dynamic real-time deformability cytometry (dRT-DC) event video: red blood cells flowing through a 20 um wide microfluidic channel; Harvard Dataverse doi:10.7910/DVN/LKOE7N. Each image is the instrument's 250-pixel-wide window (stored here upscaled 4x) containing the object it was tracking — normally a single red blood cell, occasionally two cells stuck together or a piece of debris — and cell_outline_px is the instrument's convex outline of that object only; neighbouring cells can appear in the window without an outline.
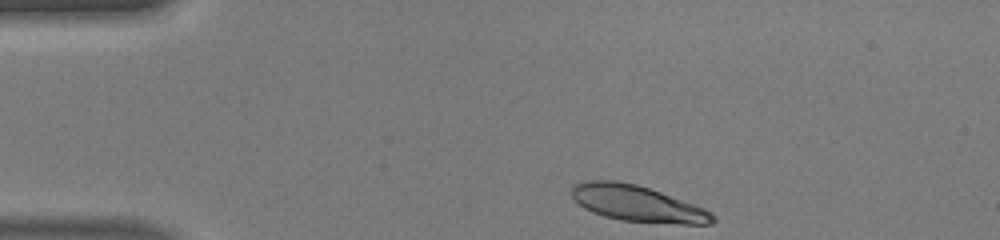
{"species": "human", "species_latin": "Homo sapiens", "temperature_condition": "warm", "stored_images_in_passage": 35, "camera_frame_rate_fps": 3000, "um_per_image_px": 0.085, "donor": {"sex": "male"}, "frame": {"image": 1, "passage_image": 1, "time_ms": 0.0, "image_size_px": [1000, 240], "cell_outline_px": [[716, 220], [712, 224], [680, 224], [620, 220], [604, 216], [592, 212], [584, 208], [572, 196], [572, 184], [584, 180], [616, 180], [636, 184], [660, 192], [704, 208], [712, 212], [716, 216]], "centroid_in_image_um": [54.17, 17.3], "position_along_channel_um": 30.8, "area_um2": 29.65}}
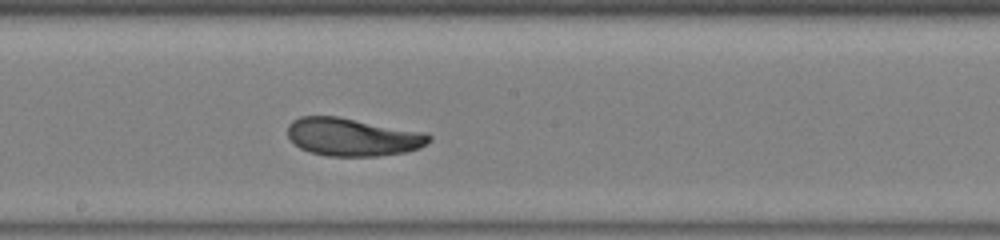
{"frame": {"image": 2, "passage_image": 19, "time_ms": 6.0, "image_size_px": [1000, 240], "cell_outline_px": [[432, 140], [428, 144], [420, 148], [404, 152], [376, 156], [328, 156], [308, 152], [300, 148], [288, 136], [288, 124], [292, 120], [300, 116], [336, 116], [428, 132], [432, 136]], "centroid_in_image_um": [30.01, 11.64], "position_along_channel_um": 218.2, "area_um2": 31.56}}
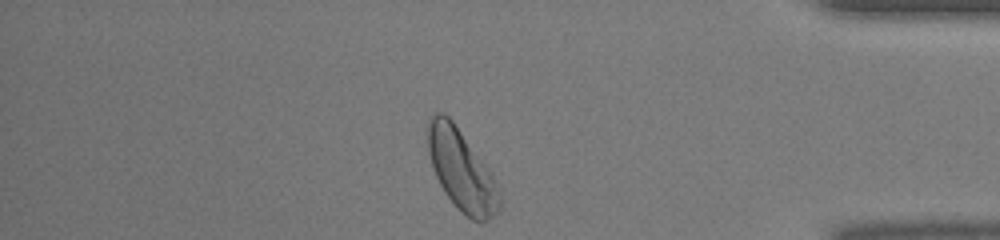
{"frame": {"image": 3, "passage_image": 34, "time_ms": 11.0, "image_size_px": [1000, 240], "cell_outline_px": [[500, 208], [492, 216], [484, 220], [472, 220], [460, 212], [456, 208], [444, 192], [436, 176], [428, 152], [428, 116], [436, 112], [444, 112], [452, 120], [492, 172], [500, 196]], "centroid_in_image_um": [39.21, 14.44], "position_along_channel_um": 396.0, "area_um2": 33.58}, "authors_computed_cell_mechanics": {"area_um2": 31.1542, "velocity_mm_per_s": 4.1546, "shape_relaxation_time_tau1_ms": 3.1619, "shape_relaxation_time_tau2_ms": 2.4517, "deformation_change_tau1": 0.1531, "deformation_change_tau2": 0.0717}}